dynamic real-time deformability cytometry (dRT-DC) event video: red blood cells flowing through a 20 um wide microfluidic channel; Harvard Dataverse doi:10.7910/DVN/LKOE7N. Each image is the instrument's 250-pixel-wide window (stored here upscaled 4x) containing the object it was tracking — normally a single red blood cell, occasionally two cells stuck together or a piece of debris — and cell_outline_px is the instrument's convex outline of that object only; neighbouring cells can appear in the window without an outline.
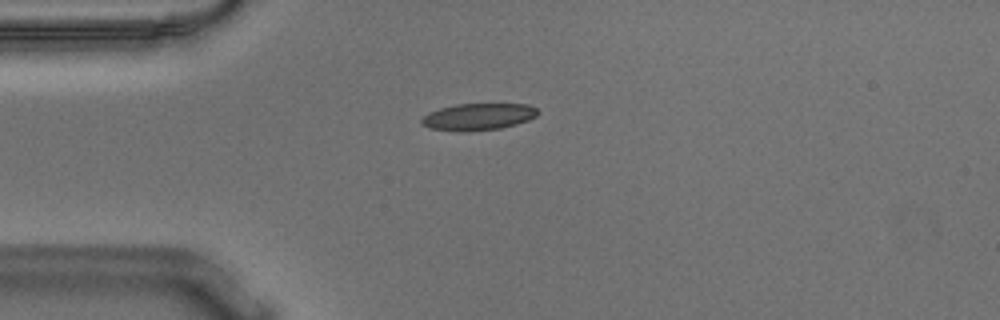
{"species": "Egyptian fruit bat (a non-hibernating species)", "species_latin": "Rousettus aegyptiacus", "temperature_condition": "warm", "stored_images_in_passage": 48, "camera_frame_rate_fps": 3000, "um_per_image_px": 0.085, "animal": {"sex": "male"}, "frame": {"image": 1, "passage_image": 7, "time_ms": 2.0, "image_size_px": [1000, 320], "cell_outline_px": [[540, 112], [536, 116], [528, 120], [516, 124], [500, 128], [428, 128], [420, 124], [420, 120], [428, 112], [440, 108], [456, 104], [528, 104], [536, 108]], "centroid_in_image_um": [40.7, 9.86], "position_along_channel_um": 44.3, "area_um2": 17.22}}
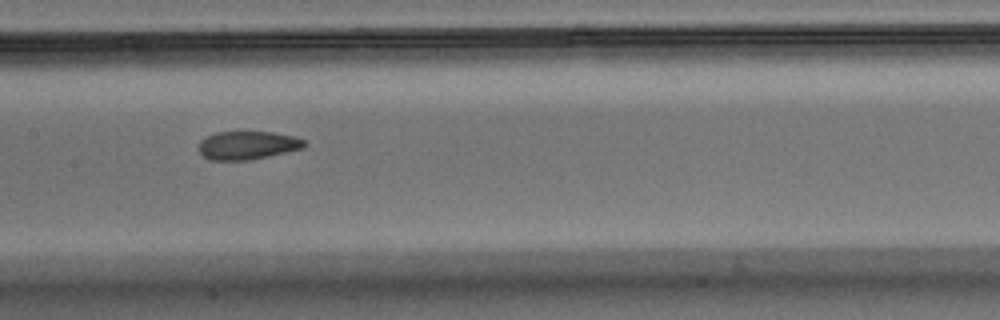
{"frame": {"image": 2, "passage_image": 20, "time_ms": 6.333, "image_size_px": [1000, 320], "cell_outline_px": [[308, 144], [304, 148], [268, 156], [248, 160], [212, 160], [204, 156], [200, 152], [200, 140], [216, 132], [272, 132], [296, 136], [304, 140]], "centroid_in_image_um": [21.09, 12.34], "position_along_channel_um": 186.3, "area_um2": 17.34}}
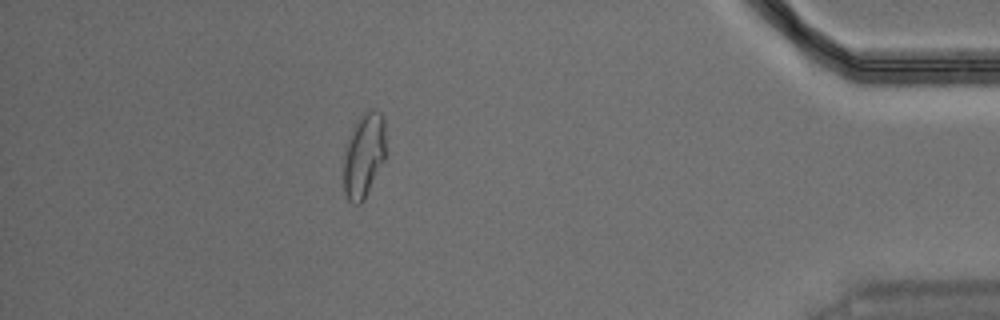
{"frame": {"image": 3, "passage_image": 42, "time_ms": 13.667, "image_size_px": [1000, 320], "cell_outline_px": [[384, 160], [364, 200], [360, 204], [356, 204], [348, 200], [344, 192], [344, 148], [352, 128], [360, 116], [364, 112], [372, 108], [380, 112], [384, 120]], "centroid_in_image_um": [30.9, 13.2], "position_along_channel_um": 404.3, "area_um2": 20.69}, "authors_computed_cell_mechanics": {"area_um2": 18.3226, "velocity_mm_per_s": 3.6302, "shape_relaxation_time_tau1_ms": 5.6528, "shape_relaxation_time_tau2_ms": 1.7502, "deformation_change_tau1": 0.1781, "deformation_change_tau2": 0.0704}}